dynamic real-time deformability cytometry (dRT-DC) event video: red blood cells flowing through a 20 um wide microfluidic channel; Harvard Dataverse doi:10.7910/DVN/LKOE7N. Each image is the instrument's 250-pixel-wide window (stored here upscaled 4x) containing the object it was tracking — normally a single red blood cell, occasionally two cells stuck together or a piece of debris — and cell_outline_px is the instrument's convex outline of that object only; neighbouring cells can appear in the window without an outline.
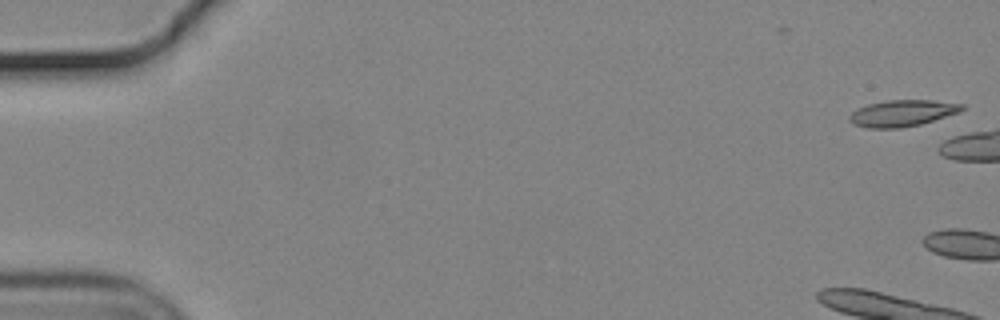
{"species": "common noctule bat (a hibernating species)", "species_latin": "Nyctalus noctula", "temperature_condition": "cold", "stored_images_in_passage": 2, "camera_frame_rate_fps": 3000, "um_per_image_px": 0.085, "animal": {"sex": "male", "body_mass_g": 19.2, "forearm_length_mm": 51.8}, "frame": {"image": 1, "passage_image": 2, "time_ms": 0.333, "image_size_px": [1000, 320], "cell_outline_px": [[964, 108], [960, 112], [920, 124], [900, 128], [868, 128], [852, 124], [848, 120], [848, 116], [856, 108], [868, 104], [888, 100], [932, 100], [964, 104]], "centroid_in_image_um": [76.66, 9.62], "position_along_channel_um": 8.3, "area_um2": 17.4}}